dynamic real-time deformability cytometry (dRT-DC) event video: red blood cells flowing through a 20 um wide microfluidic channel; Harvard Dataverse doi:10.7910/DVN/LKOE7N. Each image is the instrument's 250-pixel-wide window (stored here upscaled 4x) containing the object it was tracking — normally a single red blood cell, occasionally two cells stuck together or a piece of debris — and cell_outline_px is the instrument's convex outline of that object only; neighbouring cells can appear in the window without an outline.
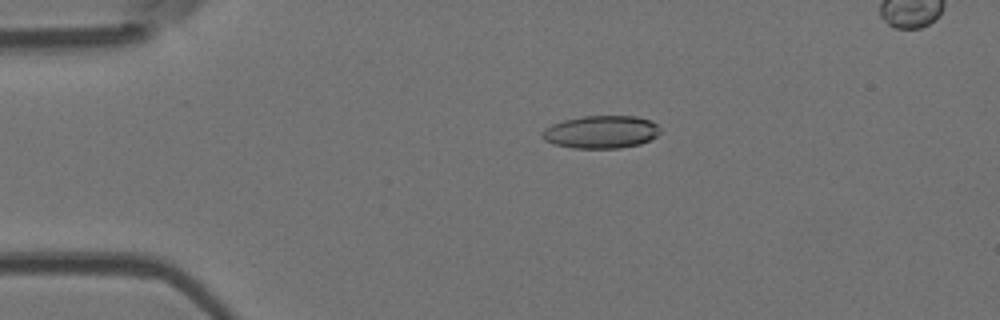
{"species": "Egyptian fruit bat (a non-hibernating species)", "species_latin": "Rousettus aegyptiacus", "temperature_condition": "room temperature", "stored_images_in_passage": 50, "camera_frame_rate_fps": 3000, "um_per_image_px": 0.085, "animal": {"sex": "female"}, "frame": {"image": 1, "passage_image": 11, "time_ms": 3.333, "image_size_px": [1000, 320], "cell_outline_px": [[660, 132], [656, 136], [640, 144], [620, 148], [572, 148], [552, 144], [544, 140], [540, 132], [544, 128], [552, 124], [564, 120], [580, 116], [636, 116], [652, 120], [660, 128]], "centroid_in_image_um": [51.07, 11.21], "position_along_channel_um": 33.9, "area_um2": 22.72}}
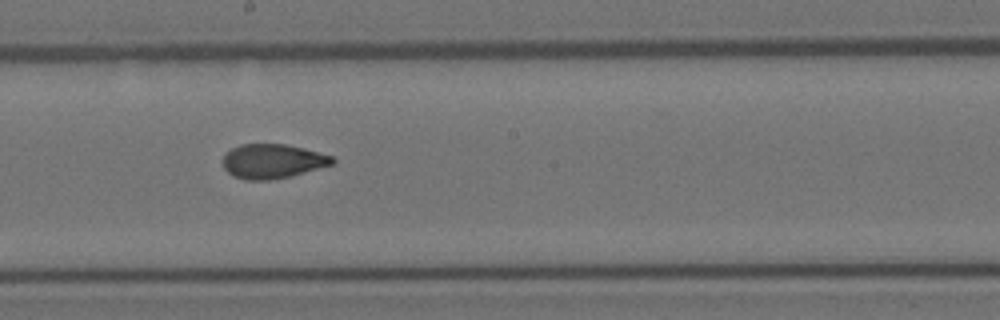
{"frame": {"image": 2, "passage_image": 29, "time_ms": 9.333, "image_size_px": [1000, 320], "cell_outline_px": [[336, 160], [332, 164], [288, 176], [268, 180], [244, 180], [232, 176], [224, 168], [224, 156], [232, 148], [240, 144], [284, 144], [304, 148], [332, 156]], "centroid_in_image_um": [23.14, 13.7], "position_along_channel_um": 225.1, "area_um2": 21.62}}
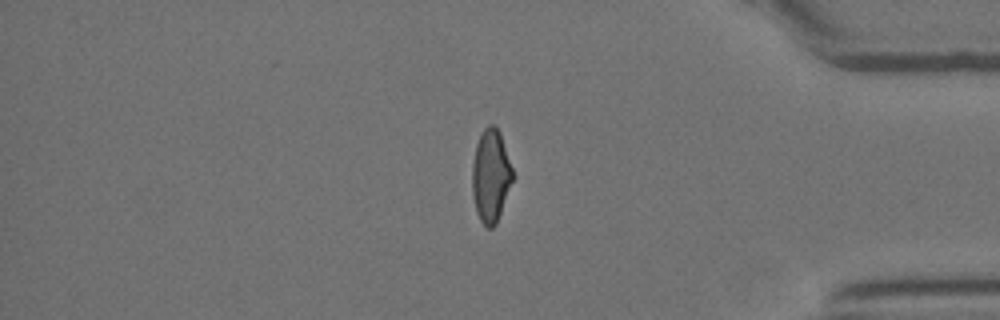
{"frame": {"image": 3, "passage_image": 44, "time_ms": 14.333, "image_size_px": [1000, 320], "cell_outline_px": [[516, 176], [496, 224], [492, 228], [488, 228], [480, 220], [476, 212], [472, 192], [472, 164], [476, 144], [484, 128], [488, 124], [496, 124], [500, 132]], "centroid_in_image_um": [41.75, 14.93], "position_along_channel_um": 393.5, "area_um2": 22.43}}